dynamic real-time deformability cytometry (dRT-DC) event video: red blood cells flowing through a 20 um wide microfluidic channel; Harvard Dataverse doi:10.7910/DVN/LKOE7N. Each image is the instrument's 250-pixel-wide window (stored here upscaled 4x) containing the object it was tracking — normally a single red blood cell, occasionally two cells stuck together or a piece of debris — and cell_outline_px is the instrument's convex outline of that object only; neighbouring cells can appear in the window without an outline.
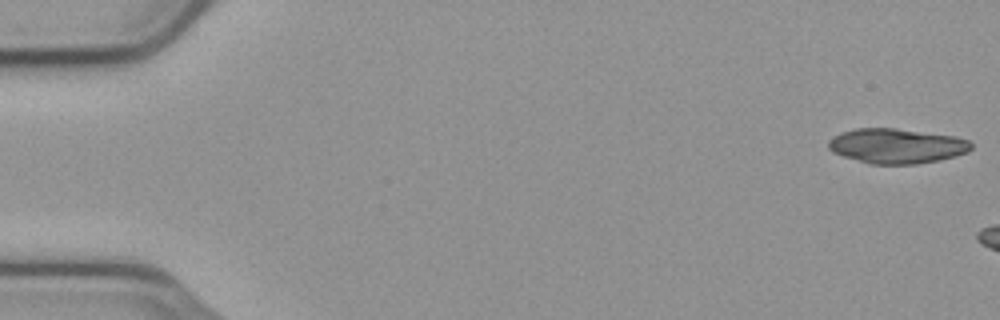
{"species": "common noctule bat (a hibernating species)", "species_latin": "Nyctalus noctula", "temperature_condition": "cold", "stored_images_in_passage": 11, "camera_frame_rate_fps": 3000, "um_per_image_px": 0.085, "animal": {"sex": "male", "body_mass_g": 23.1, "forearm_length_mm": 52.7}, "frame": {"image": 1, "passage_image": 1, "time_ms": 0.0, "image_size_px": [1000, 320], "cell_outline_px": [[972, 148], [968, 152], [956, 156], [940, 160], [916, 164], [868, 164], [832, 152], [828, 148], [828, 140], [832, 136], [840, 132], [856, 128], [896, 128], [956, 136], [968, 140], [972, 144]], "centroid_in_image_um": [76.21, 12.4], "position_along_channel_um": 8.8, "area_um2": 29.3}}